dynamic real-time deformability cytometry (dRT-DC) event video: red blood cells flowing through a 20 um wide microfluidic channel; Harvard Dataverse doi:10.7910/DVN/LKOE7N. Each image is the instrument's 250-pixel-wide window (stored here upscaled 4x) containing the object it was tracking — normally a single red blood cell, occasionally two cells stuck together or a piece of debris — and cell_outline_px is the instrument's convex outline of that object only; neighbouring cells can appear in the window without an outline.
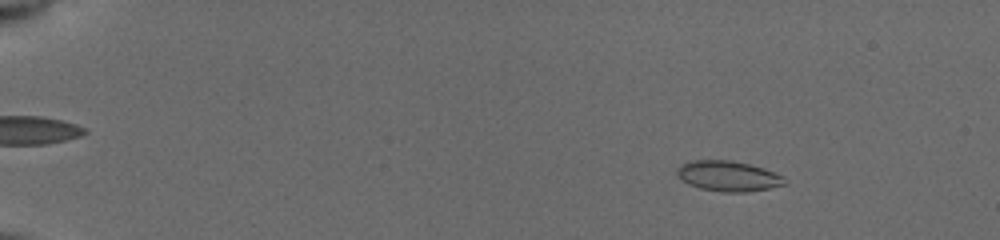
{"species": "common noctule bat (a hibernating species)", "species_latin": "Nyctalus noctula", "temperature_condition": "cold", "stored_images_in_passage": 62, "camera_frame_rate_fps": 3000, "um_per_image_px": 0.085, "animal": {"sex": "female", "body_mass_g": 19.5, "forearm_length_mm": 54.1}, "frame": {"image": 1, "passage_image": 5, "time_ms": 1.667, "image_size_px": [1000, 240], "cell_outline_px": [[788, 180], [784, 184], [768, 188], [744, 192], [724, 192], [700, 188], [688, 184], [676, 172], [676, 168], [680, 164], [692, 160], [732, 160], [764, 168], [784, 176]], "centroid_in_image_um": [61.9, 14.95], "position_along_channel_um": 23.1, "area_um2": 18.96}}
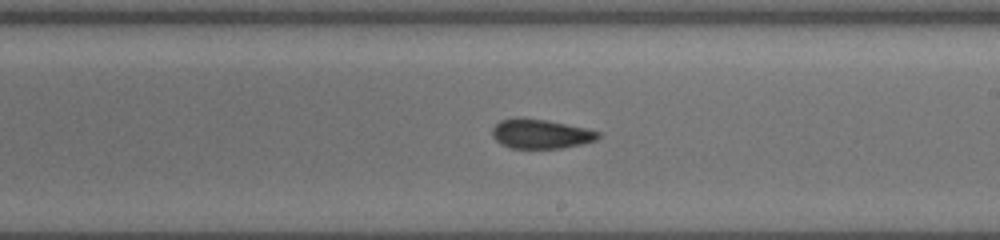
{"frame": {"image": 2, "passage_image": 38, "time_ms": 10.333, "image_size_px": [1000, 240], "cell_outline_px": [[600, 136], [596, 140], [580, 144], [560, 148], [512, 148], [500, 144], [492, 136], [492, 128], [500, 120], [516, 116], [520, 116], [548, 120], [584, 128], [600, 132]], "centroid_in_image_um": [45.9, 11.36], "position_along_channel_um": 243.1, "area_um2": 18.26}}
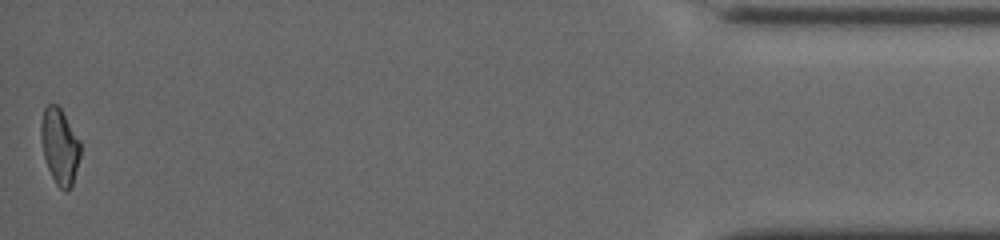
{"frame": {"image": 3, "passage_image": 62, "time_ms": 17.0, "image_size_px": [1000, 240], "cell_outline_px": [[80, 156], [72, 188], [64, 192], [56, 184], [48, 168], [44, 156], [40, 140], [40, 124], [44, 108], [48, 104], [56, 104], [60, 108], [80, 140]], "centroid_in_image_um": [5.07, 12.45], "position_along_channel_um": 430.1, "area_um2": 17.51}, "authors_computed_cell_mechanics": {"area_um2": 18.2359, "velocity_mm_per_s": 3.9421, "shape_relaxation_time_tau1_ms": 6.0175, "shape_relaxation_time_tau2_ms": 4.0543, "deformation_change_tau1": 0.1497, "deformation_change_tau2": 0.107}}